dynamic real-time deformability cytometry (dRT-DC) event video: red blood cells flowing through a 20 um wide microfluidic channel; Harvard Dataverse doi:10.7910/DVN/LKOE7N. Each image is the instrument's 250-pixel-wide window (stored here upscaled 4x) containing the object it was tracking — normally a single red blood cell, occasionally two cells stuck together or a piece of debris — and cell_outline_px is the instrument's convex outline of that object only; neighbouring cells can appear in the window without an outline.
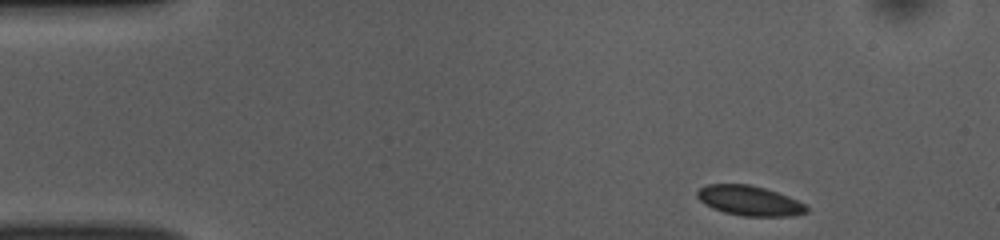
{"species": "common noctule bat (a hibernating species)", "species_latin": "Nyctalus noctula", "temperature_condition": "room temperature", "stored_images_in_passage": 47, "camera_frame_rate_fps": 3000, "um_per_image_px": 0.085, "animal": {"sex": "female", "body_mass_g": 10.0, "forearm_length_mm": 53.1}, "frame": {"image": 1, "passage_image": 1, "time_ms": 0.0, "image_size_px": [1000, 240], "cell_outline_px": [[808, 212], [792, 216], [744, 216], [724, 212], [712, 208], [704, 204], [696, 196], [696, 192], [700, 188], [708, 184], [748, 184], [764, 188], [788, 196], [804, 204], [808, 208]], "centroid_in_image_um": [63.68, 17.06], "position_along_channel_um": 21.3, "area_um2": 18.96}}
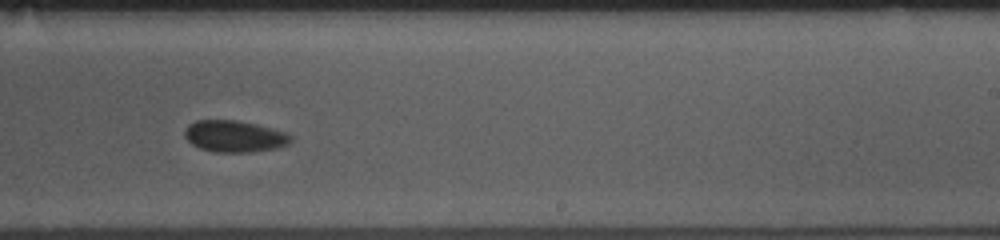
{"frame": {"image": 2, "passage_image": 27, "time_ms": 8.667, "image_size_px": [1000, 240], "cell_outline_px": [[292, 140], [288, 144], [276, 148], [252, 152], [216, 152], [200, 148], [192, 144], [184, 136], [184, 132], [188, 124], [196, 120], [236, 120], [256, 124], [272, 128], [284, 132], [292, 136]], "centroid_in_image_um": [19.92, 11.58], "position_along_channel_um": 269.1, "area_um2": 19.54}}
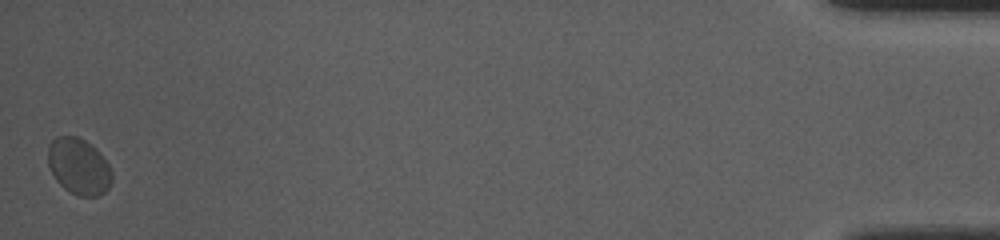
{"frame": {"image": 3, "passage_image": 47, "time_ms": 15.333, "image_size_px": [1000, 240], "cell_outline_px": [[112, 180], [108, 188], [100, 196], [76, 196], [64, 188], [56, 180], [48, 164], [48, 148], [52, 140], [56, 136], [76, 136], [84, 140], [96, 148], [100, 152], [108, 164], [112, 172]], "centroid_in_image_um": [6.7, 14.15], "position_along_channel_um": 428.5, "area_um2": 21.04}, "authors_computed_cell_mechanics": {"area_um2": 19.5364, "velocity_mm_per_s": 3.773, "shape_relaxation_time_tau1_ms": 1.9205, "shape_relaxation_time_tau2_ms": null, "deformation_change_tau1": 0.0439, "deformation_change_tau2": null}}